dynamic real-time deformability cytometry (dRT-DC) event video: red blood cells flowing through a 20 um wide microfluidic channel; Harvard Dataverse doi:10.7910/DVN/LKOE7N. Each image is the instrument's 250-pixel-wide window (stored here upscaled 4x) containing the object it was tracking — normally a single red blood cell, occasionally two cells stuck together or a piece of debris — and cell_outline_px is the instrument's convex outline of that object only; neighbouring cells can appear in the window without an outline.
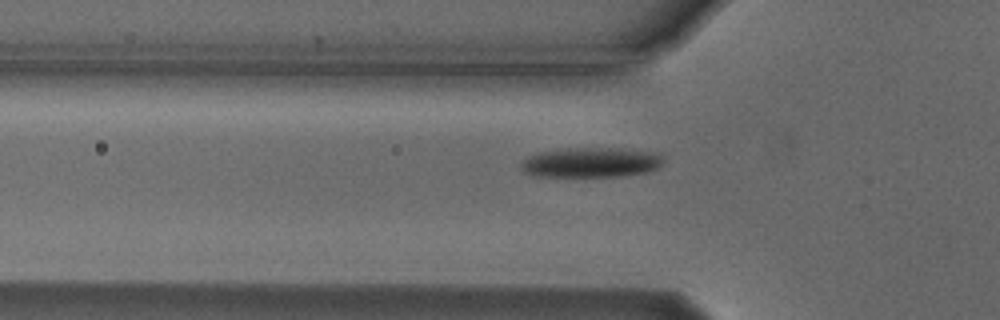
{"species": "Egyptian fruit bat (a non-hibernating species)", "species_latin": "Rousettus aegyptiacus", "temperature_condition": "cold", "stored_images_in_passage": 5, "camera_frame_rate_fps": 3000, "um_per_image_px": 0.085, "animal": {"sex": "male"}, "frame": {"image": 1, "passage_image": 3, "time_ms": 0.667, "image_size_px": [1000, 320], "cell_outline_px": [[664, 164], [648, 172], [624, 176], [532, 176], [524, 172], [520, 168], [520, 164], [528, 156], [540, 152], [576, 148], [620, 148], [660, 152], [664, 156]], "centroid_in_image_um": [50.31, 13.8], "position_along_channel_um": 75.5, "area_um2": 25.09}}